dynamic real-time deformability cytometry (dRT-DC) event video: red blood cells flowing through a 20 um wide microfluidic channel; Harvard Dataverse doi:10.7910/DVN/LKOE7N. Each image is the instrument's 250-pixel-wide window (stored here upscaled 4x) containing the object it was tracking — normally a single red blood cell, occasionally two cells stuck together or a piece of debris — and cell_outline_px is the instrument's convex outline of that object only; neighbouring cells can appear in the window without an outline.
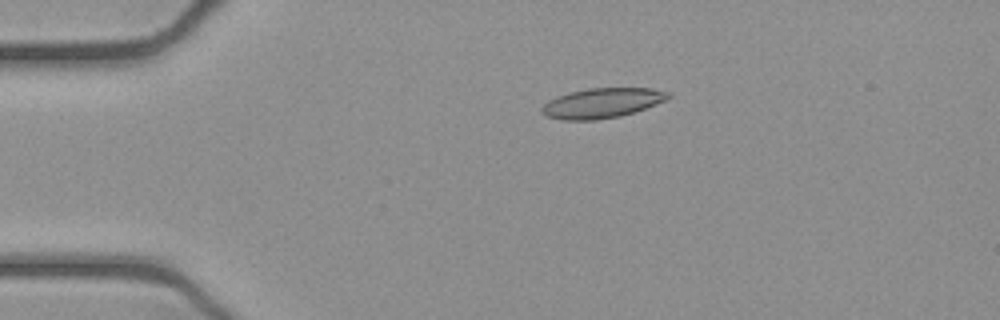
{"species": "common noctule bat (a hibernating species)", "species_latin": "Nyctalus noctula", "temperature_condition": "cold", "stored_images_in_passage": 52, "camera_frame_rate_fps": 3000, "um_per_image_px": 0.085, "animal": {"sex": "female", "body_mass_g": 21.9}, "frame": {"image": 1, "passage_image": 11, "time_ms": 3.333, "image_size_px": [1000, 320], "cell_outline_px": [[672, 96], [668, 100], [620, 116], [596, 120], [560, 120], [544, 116], [540, 112], [540, 108], [548, 100], [556, 96], [588, 88], [652, 88], [668, 92]], "centroid_in_image_um": [51.13, 8.76], "position_along_channel_um": 33.9, "area_um2": 22.14}}
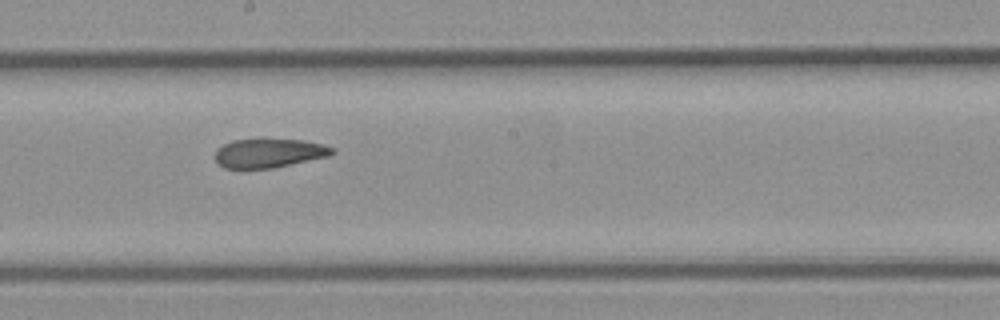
{"frame": {"image": 2, "passage_image": 29, "time_ms": 9.333, "image_size_px": [1000, 320], "cell_outline_px": [[336, 152], [328, 156], [272, 168], [224, 168], [216, 160], [216, 148], [232, 140], [304, 140], [336, 148]], "centroid_in_image_um": [22.88, 13.02], "position_along_channel_um": 225.3, "area_um2": 19.42}}
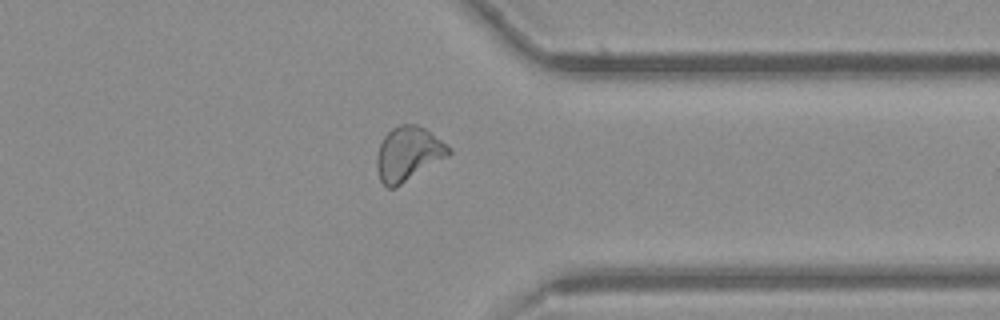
{"frame": {"image": 3, "passage_image": 41, "time_ms": 13.333, "image_size_px": [1000, 320], "cell_outline_px": [[452, 152], [448, 156], [396, 188], [388, 188], [380, 180], [376, 168], [376, 156], [380, 144], [384, 136], [392, 128], [400, 124], [416, 124], [424, 128], [448, 144], [452, 148]], "centroid_in_image_um": [34.7, 13.08], "position_along_channel_um": 376.7, "area_um2": 22.89}, "authors_computed_cell_mechanics": {"area_um2": 21.7039, "velocity_mm_per_s": 3.9062, "shape_relaxation_time_tau1_ms": null, "shape_relaxation_time_tau2_ms": 3.8088, "deformation_change_tau1": null, "deformation_change_tau2": 0.1092}}